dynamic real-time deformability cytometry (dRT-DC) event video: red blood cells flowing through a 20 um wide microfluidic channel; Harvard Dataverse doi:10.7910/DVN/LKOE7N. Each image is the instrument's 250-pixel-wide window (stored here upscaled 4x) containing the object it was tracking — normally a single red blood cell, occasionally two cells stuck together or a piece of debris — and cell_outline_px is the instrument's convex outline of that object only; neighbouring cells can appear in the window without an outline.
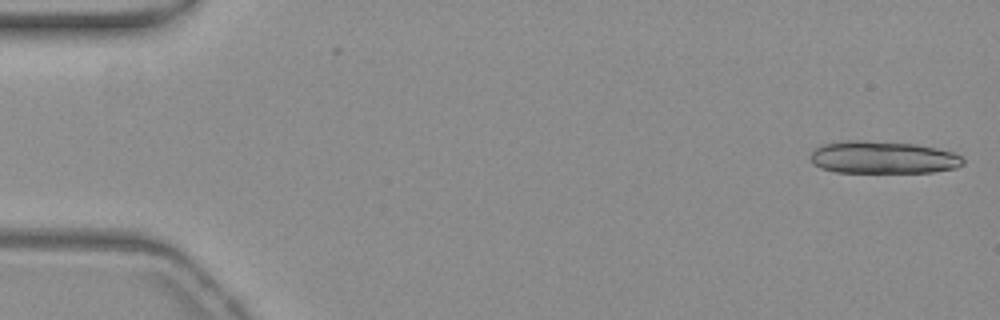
{"species": "common noctule bat (a hibernating species)", "species_latin": "Nyctalus noctula", "temperature_condition": "warm", "stored_images_in_passage": 17, "camera_frame_rate_fps": 3000, "um_per_image_px": 0.085, "animal": {"sex": "female", "body_mass_g": 19.3, "forearm_length_mm": 54.1}, "frame": {"image": 1, "passage_image": 2, "time_ms": 0.333, "image_size_px": [1000, 320], "cell_outline_px": [[964, 164], [956, 168], [932, 172], [836, 172], [820, 168], [812, 164], [808, 156], [820, 144], [848, 140], [864, 140], [916, 144], [936, 148], [952, 152], [960, 156], [964, 160]], "centroid_in_image_um": [75.0, 13.38], "position_along_channel_um": 10.0, "area_um2": 29.07}}